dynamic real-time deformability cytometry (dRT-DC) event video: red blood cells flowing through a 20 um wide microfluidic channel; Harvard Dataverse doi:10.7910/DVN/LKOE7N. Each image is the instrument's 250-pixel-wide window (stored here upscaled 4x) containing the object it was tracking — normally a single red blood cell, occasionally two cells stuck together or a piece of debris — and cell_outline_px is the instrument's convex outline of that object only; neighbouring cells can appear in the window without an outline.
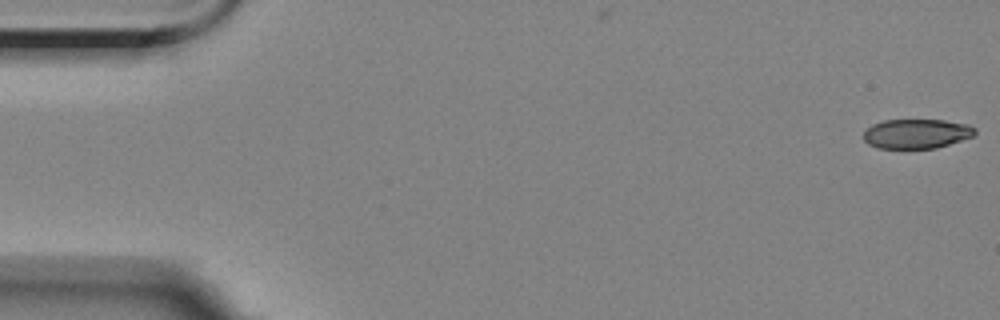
{"species": "Egyptian fruit bat (a non-hibernating species)", "species_latin": "Rousettus aegyptiacus", "temperature_condition": "room temperature", "stored_images_in_passage": 4, "camera_frame_rate_fps": 3000, "um_per_image_px": 0.085, "animal": {"sex": "female"}, "frame": {"image": 1, "passage_image": 1, "time_ms": 0.0, "image_size_px": [1000, 320], "cell_outline_px": [[976, 132], [972, 136], [936, 148], [876, 148], [868, 144], [864, 140], [864, 132], [872, 124], [884, 120], [944, 120], [968, 124], [976, 128]], "centroid_in_image_um": [77.89, 11.36], "position_along_channel_um": 7.1, "area_um2": 19.07}}
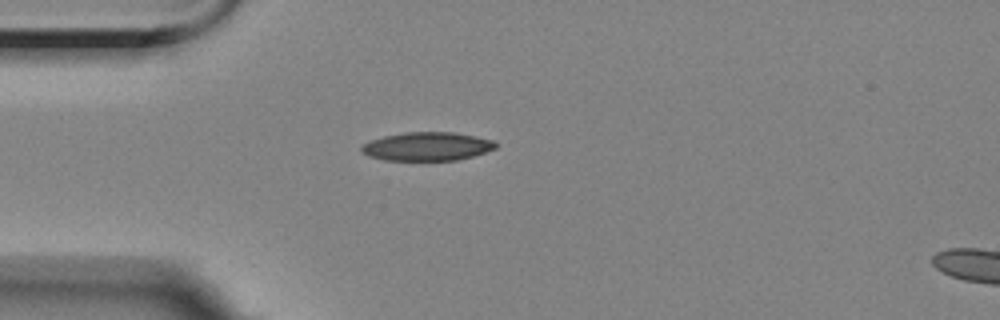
{"frame": {"image": 2, "passage_image": 4, "time_ms": 4.667, "image_size_px": [1000, 320], "cell_outline_px": [[496, 148], [472, 156], [456, 160], [384, 160], [368, 156], [360, 148], [364, 144], [372, 140], [384, 136], [404, 132], [456, 132], [492, 140], [496, 144]], "centroid_in_image_um": [36.3, 12.44], "position_along_channel_um": 48.7, "area_um2": 22.08}}